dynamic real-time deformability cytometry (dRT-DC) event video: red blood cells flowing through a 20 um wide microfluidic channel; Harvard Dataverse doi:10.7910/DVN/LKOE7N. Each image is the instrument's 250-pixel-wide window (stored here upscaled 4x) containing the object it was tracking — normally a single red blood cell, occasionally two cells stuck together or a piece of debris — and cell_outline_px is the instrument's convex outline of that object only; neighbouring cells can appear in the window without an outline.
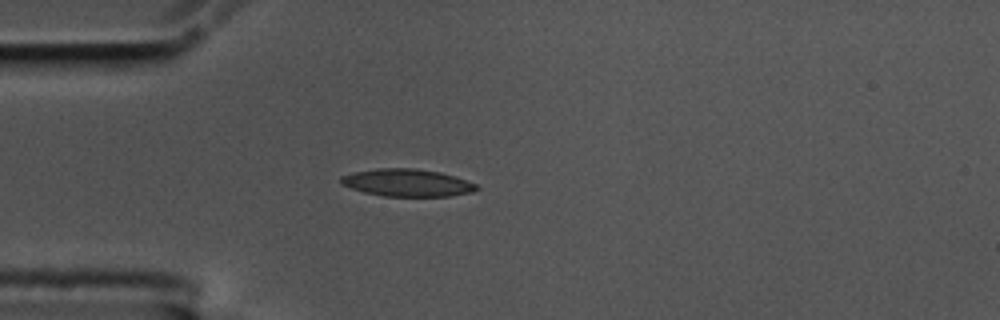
{"species": "common noctule bat (a hibernating species)", "species_latin": "Nyctalus noctula", "temperature_condition": "cold", "stored_images_in_passage": 43, "camera_frame_rate_fps": 3000, "um_per_image_px": 0.085, "animal": {"sex": "male", "body_mass_g": 17.5, "forearm_length_mm": 52.3}, "frame": {"image": 1, "passage_image": 1, "time_ms": 0.0, "image_size_px": [1000, 320], "cell_outline_px": [[480, 188], [472, 192], [448, 196], [384, 196], [364, 192], [340, 184], [340, 176], [352, 172], [380, 168], [416, 168], [440, 172], [476, 184]], "centroid_in_image_um": [34.57, 15.53], "position_along_channel_um": 50.4, "area_um2": 21.56}}
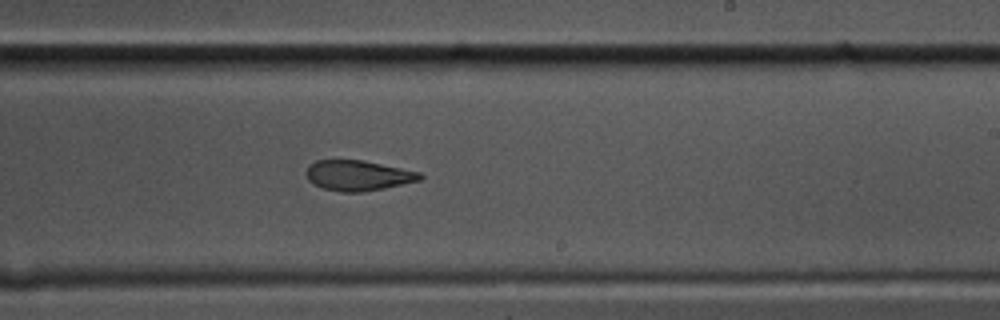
{"frame": {"image": 2, "passage_image": 20, "time_ms": 6.333, "image_size_px": [1000, 320], "cell_outline_px": [[424, 176], [420, 180], [384, 188], [360, 192], [340, 192], [324, 188], [312, 184], [308, 180], [304, 172], [308, 164], [316, 160], [360, 160], [420, 172]], "centroid_in_image_um": [30.37, 14.91], "position_along_channel_um": 258.6, "area_um2": 20.06}}
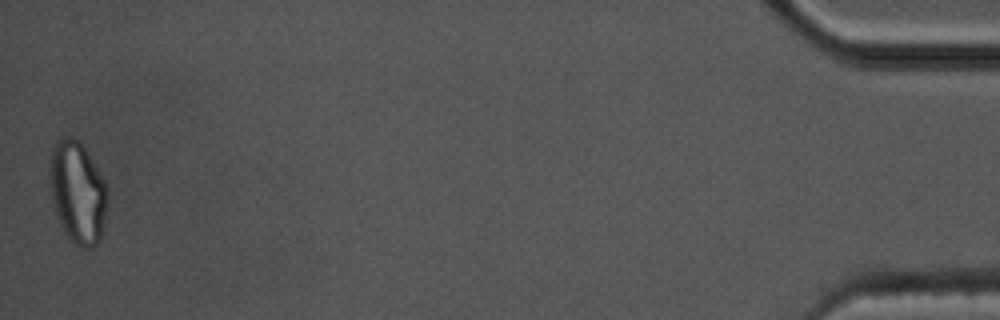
{"frame": {"image": 3, "passage_image": 43, "time_ms": 14.0, "image_size_px": [1000, 320], "cell_outline_px": [[108, 196], [104, 224], [100, 240], [92, 248], [80, 248], [64, 232], [56, 216], [52, 204], [48, 180], [48, 160], [52, 148], [56, 140], [64, 136], [72, 136], [84, 148], [104, 180], [108, 188]], "centroid_in_image_um": [6.55, 16.35], "position_along_channel_um": 428.6, "area_um2": 34.91}, "authors_computed_cell_mechanics": {"area_um2": 21.5016, "velocity_mm_per_s": 3.439, "shape_relaxation_time_tau1_ms": null, "shape_relaxation_time_tau2_ms": 3.3931, "deformation_change_tau1": null, "deformation_change_tau2": 0.1039}}